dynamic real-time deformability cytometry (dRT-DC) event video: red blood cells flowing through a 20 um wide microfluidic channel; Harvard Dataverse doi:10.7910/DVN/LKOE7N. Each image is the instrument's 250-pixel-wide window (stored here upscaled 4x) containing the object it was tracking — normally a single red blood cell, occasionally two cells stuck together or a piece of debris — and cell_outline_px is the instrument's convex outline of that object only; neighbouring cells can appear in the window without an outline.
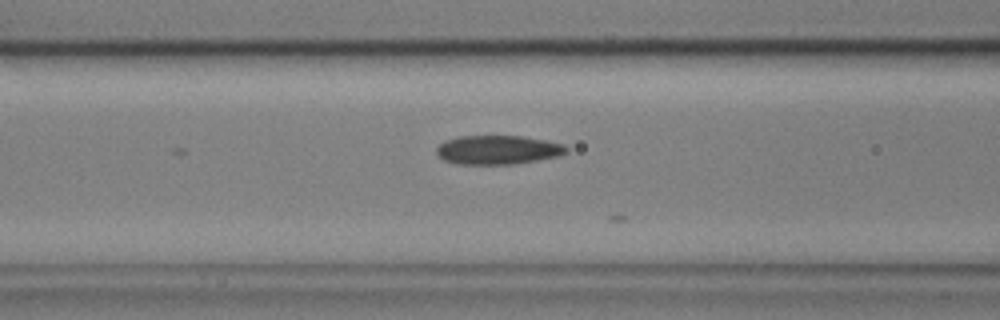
{"species": "common noctule bat (a hibernating species)", "species_latin": "Nyctalus noctula", "temperature_condition": "cold", "stored_images_in_passage": 15, "camera_frame_rate_fps": 3000, "um_per_image_px": 0.085, "animal": {"sex": "male", "body_mass_g": 17.9, "forearm_length_mm": 54.2}, "frame": {"image": 1, "passage_image": 10, "time_ms": 3.0, "image_size_px": [1000, 320], "cell_outline_px": [[568, 152], [560, 156], [512, 164], [456, 164], [444, 160], [436, 152], [436, 148], [444, 140], [460, 136], [524, 136], [564, 144], [568, 148]], "centroid_in_image_um": [42.32, 12.73], "position_along_channel_um": 124.3, "area_um2": 21.96}}